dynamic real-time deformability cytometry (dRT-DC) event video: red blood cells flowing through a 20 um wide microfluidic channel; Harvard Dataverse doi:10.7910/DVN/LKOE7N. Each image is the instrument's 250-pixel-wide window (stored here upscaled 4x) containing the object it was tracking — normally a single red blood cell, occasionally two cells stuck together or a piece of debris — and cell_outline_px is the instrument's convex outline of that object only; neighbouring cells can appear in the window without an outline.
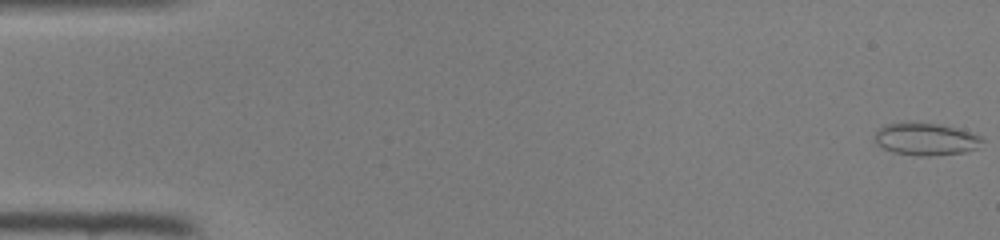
{"species": "common noctule bat (a hibernating species)", "species_latin": "Nyctalus noctula", "temperature_condition": "room temperature", "stored_images_in_passage": 47, "camera_frame_rate_fps": 3000, "um_per_image_px": 0.085, "animal": {"sex": "female", "body_mass_g": 22.0, "forearm_length_mm": 56.7}, "frame": {"image": 1, "passage_image": 1, "time_ms": 0.0, "image_size_px": [1000, 240], "cell_outline_px": [[984, 140], [976, 148], [964, 152], [928, 156], [916, 156], [892, 152], [876, 144], [872, 136], [876, 128], [884, 124], [908, 120], [940, 124], [956, 128], [980, 136]], "centroid_in_image_um": [78.57, 11.79], "position_along_channel_um": 6.4, "area_um2": 20.87}}
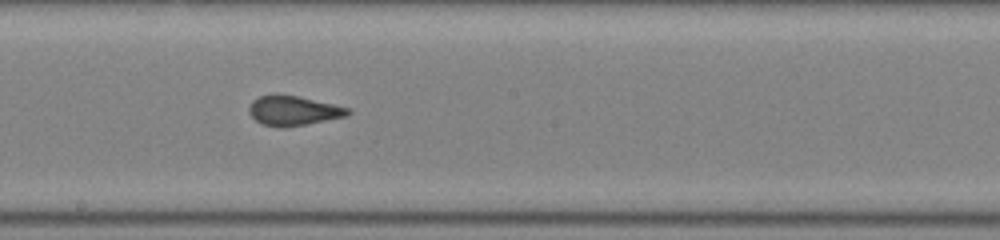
{"frame": {"image": 2, "passage_image": 26, "time_ms": 8.333, "image_size_px": [1000, 240], "cell_outline_px": [[352, 112], [348, 116], [284, 128], [280, 128], [260, 124], [248, 112], [248, 108], [252, 100], [260, 96], [276, 92], [296, 96], [352, 108]], "centroid_in_image_um": [24.92, 9.4], "position_along_channel_um": 223.3, "area_um2": 17.46}}
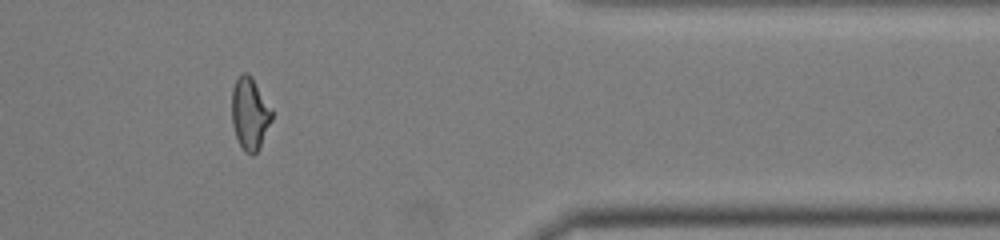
{"frame": {"image": 3, "passage_image": 39, "time_ms": 12.667, "image_size_px": [1000, 240], "cell_outline_px": [[272, 120], [260, 148], [252, 156], [244, 152], [236, 136], [232, 124], [232, 88], [236, 80], [244, 72], [248, 72], [252, 76], [272, 112]], "centroid_in_image_um": [21.23, 9.68], "position_along_channel_um": 390.2, "area_um2": 16.76}}